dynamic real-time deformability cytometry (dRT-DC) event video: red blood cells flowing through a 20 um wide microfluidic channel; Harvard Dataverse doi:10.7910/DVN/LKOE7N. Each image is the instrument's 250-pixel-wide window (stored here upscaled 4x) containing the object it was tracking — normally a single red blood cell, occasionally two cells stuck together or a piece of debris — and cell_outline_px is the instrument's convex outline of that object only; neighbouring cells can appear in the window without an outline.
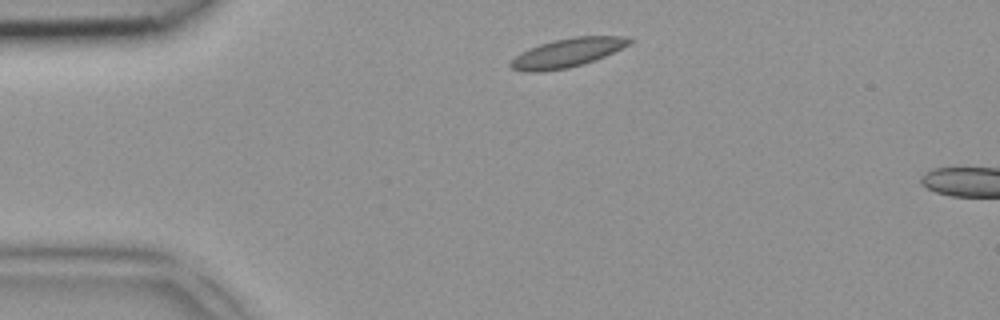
{"species": "common noctule bat (a hibernating species)", "species_latin": "Nyctalus noctula", "temperature_condition": "room temperature", "stored_images_in_passage": 2, "camera_frame_rate_fps": 3000, "um_per_image_px": 0.085, "animal": {"sex": "female", "body_mass_g": 18.4}, "frame": {"image": 1, "passage_image": 1, "time_ms": 0.0, "image_size_px": [1000, 320], "cell_outline_px": [[636, 40], [604, 56], [584, 64], [568, 68], [540, 72], [524, 72], [512, 68], [508, 64], [520, 52], [528, 48], [540, 44], [572, 36], [624, 36]], "centroid_in_image_um": [48.19, 4.49], "position_along_channel_um": 36.8, "area_um2": 19.88}}